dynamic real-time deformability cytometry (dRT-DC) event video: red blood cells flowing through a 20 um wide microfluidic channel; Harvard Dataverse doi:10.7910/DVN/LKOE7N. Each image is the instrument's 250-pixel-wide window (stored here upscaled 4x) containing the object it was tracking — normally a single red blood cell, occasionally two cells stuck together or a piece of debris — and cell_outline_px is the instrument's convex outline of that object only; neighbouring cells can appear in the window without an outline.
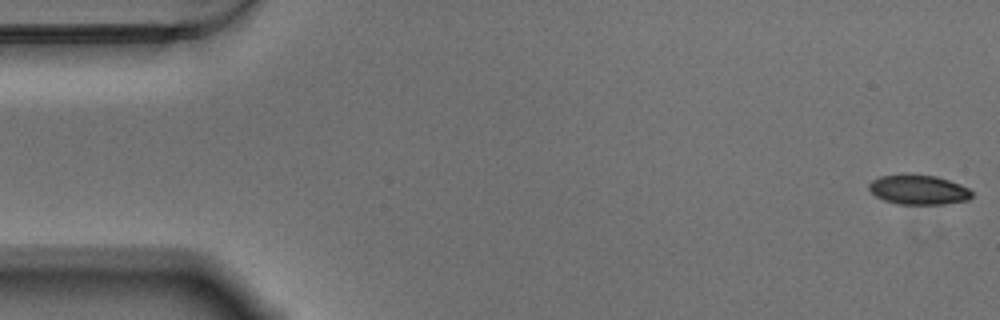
{"species": "Egyptian fruit bat (a non-hibernating species)", "species_latin": "Rousettus aegyptiacus", "temperature_condition": "warm", "stored_images_in_passage": 57, "camera_frame_rate_fps": 3000, "um_per_image_px": 0.085, "animal": {"sex": "male"}, "frame": {"image": 1, "passage_image": 1, "time_ms": 0.0, "image_size_px": [1000, 320], "cell_outline_px": [[972, 196], [968, 200], [944, 204], [896, 204], [884, 200], [876, 196], [868, 188], [868, 184], [872, 180], [880, 176], [904, 172], [936, 176], [960, 184], [968, 188], [972, 192]], "centroid_in_image_um": [78.04, 16.1], "position_along_channel_um": 7.0, "area_um2": 18.15}}
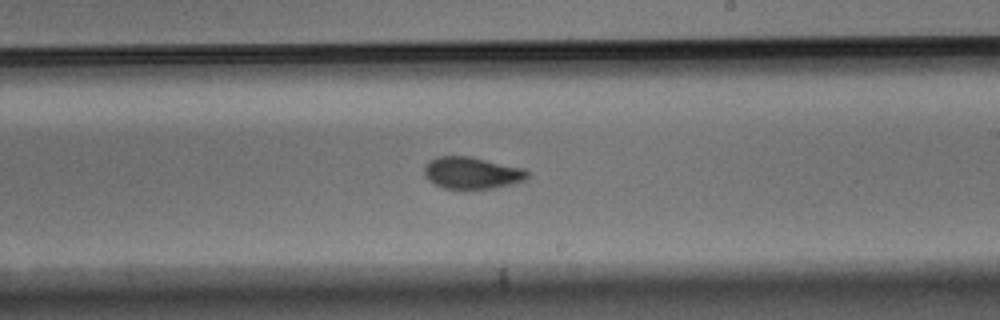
{"frame": {"image": 2, "passage_image": 33, "time_ms": 10.667, "image_size_px": [1000, 320], "cell_outline_px": [[528, 180], [496, 188], [468, 192], [464, 192], [444, 188], [428, 180], [424, 176], [424, 164], [428, 160], [436, 156], [472, 156], [524, 168], [528, 172]], "centroid_in_image_um": [40.1, 14.73], "position_along_channel_um": 248.9, "area_um2": 20.23}}
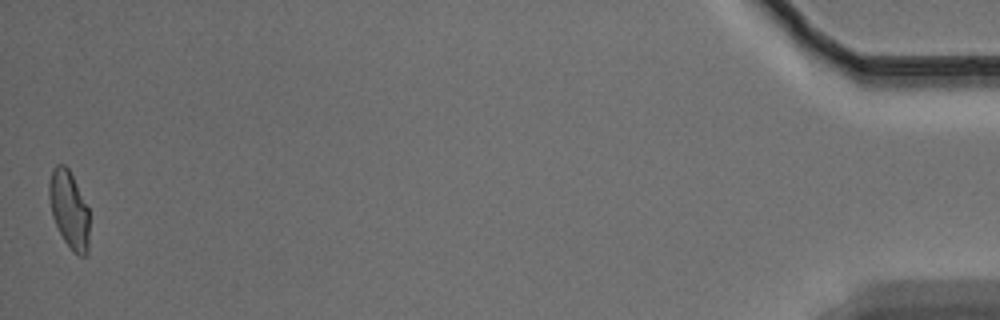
{"frame": {"image": 3, "passage_image": 57, "time_ms": 18.667, "image_size_px": [1000, 320], "cell_outline_px": [[88, 252], [84, 256], [80, 256], [72, 252], [64, 240], [52, 216], [48, 196], [48, 184], [52, 168], [56, 164], [64, 164], [68, 168], [88, 208]], "centroid_in_image_um": [5.85, 17.8], "position_along_channel_um": 429.4, "area_um2": 18.03}, "authors_computed_cell_mechanics": {"area_um2": 19.0162, "velocity_mm_per_s": 3.4931, "shape_relaxation_time_tau1_ms": 4.8556, "shape_relaxation_time_tau2_ms": 1.7622, "deformation_change_tau1": 0.1449, "deformation_change_tau2": 0.0571}}